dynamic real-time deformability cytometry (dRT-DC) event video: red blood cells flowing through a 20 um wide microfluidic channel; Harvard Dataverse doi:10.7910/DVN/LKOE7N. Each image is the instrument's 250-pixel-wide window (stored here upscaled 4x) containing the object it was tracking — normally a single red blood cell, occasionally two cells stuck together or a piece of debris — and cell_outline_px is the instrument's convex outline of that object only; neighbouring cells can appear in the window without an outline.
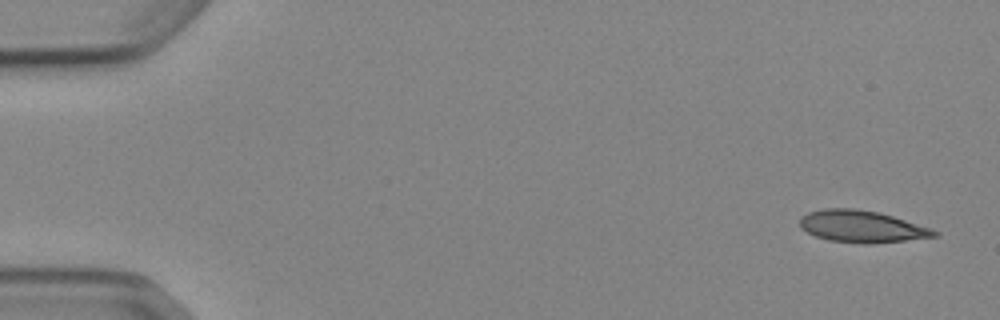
{"species": "Egyptian fruit bat (a non-hibernating species)", "species_latin": "Rousettus aegyptiacus", "temperature_condition": "cold", "stored_images_in_passage": 6, "camera_frame_rate_fps": 3000, "um_per_image_px": 0.085, "animal": {"sex": "female"}, "frame": {"image": 1, "passage_image": 1, "time_ms": 0.0, "image_size_px": [1000, 320], "cell_outline_px": [[940, 236], [868, 244], [864, 244], [828, 240], [816, 236], [800, 228], [800, 216], [808, 212], [824, 208], [852, 208], [880, 212], [932, 228], [940, 232]], "centroid_in_image_um": [73.26, 19.24], "position_along_channel_um": 11.7, "area_um2": 25.14}}
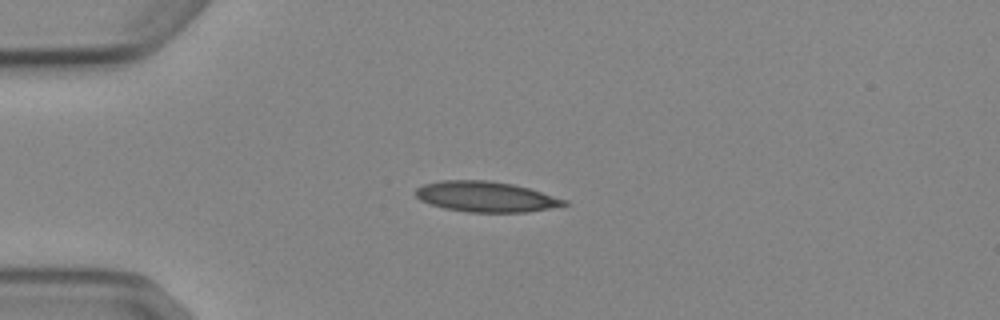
{"frame": {"image": 2, "passage_image": 4, "time_ms": 3.667, "image_size_px": [1000, 320], "cell_outline_px": [[568, 204], [528, 212], [468, 212], [444, 208], [420, 200], [412, 192], [416, 188], [424, 184], [440, 180], [488, 180], [512, 184], [528, 188], [568, 200]], "centroid_in_image_um": [41.26, 16.71], "position_along_channel_um": 43.7, "area_um2": 26.3}}
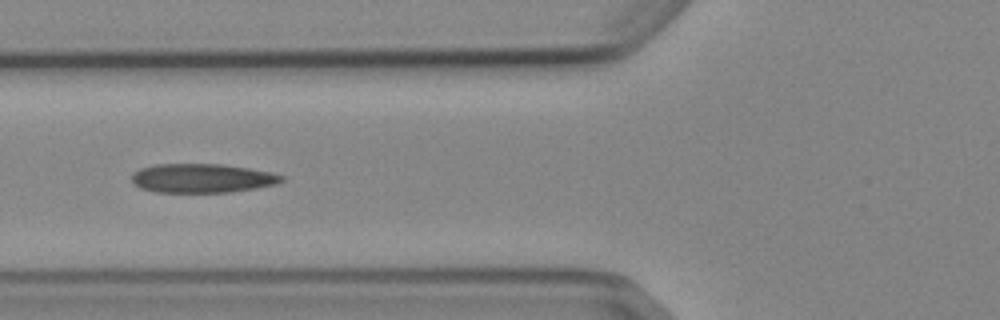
{"frame": {"image": 3, "passage_image": 6, "time_ms": 6.0, "image_size_px": [1000, 320], "cell_outline_px": [[284, 180], [276, 184], [256, 188], [232, 192], [156, 192], [140, 188], [132, 184], [132, 172], [140, 168], [156, 164], [220, 164], [248, 168], [272, 172], [284, 176]], "centroid_in_image_um": [17.16, 15.15], "position_along_channel_um": 108.6, "area_um2": 25.49}}